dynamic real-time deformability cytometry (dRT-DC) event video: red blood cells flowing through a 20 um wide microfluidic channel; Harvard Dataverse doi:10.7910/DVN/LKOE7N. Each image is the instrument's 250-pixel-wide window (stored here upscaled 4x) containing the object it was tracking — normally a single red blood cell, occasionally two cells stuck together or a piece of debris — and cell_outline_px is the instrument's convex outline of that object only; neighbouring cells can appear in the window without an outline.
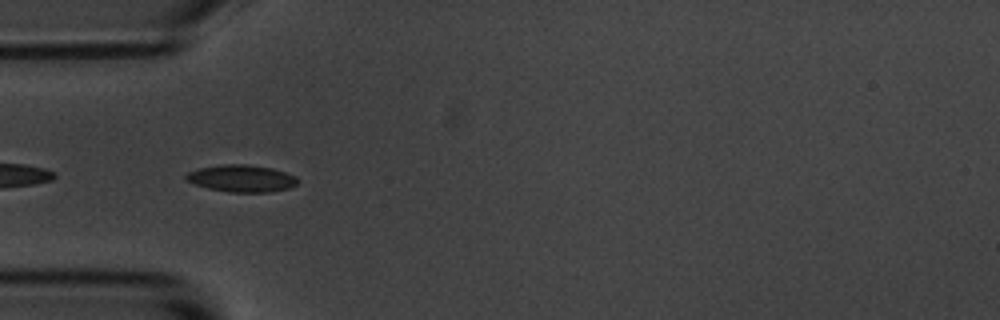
{"species": "common noctule bat (a hibernating species)", "species_latin": "Nyctalus noctula", "temperature_condition": "room temperature", "stored_images_in_passage": 55, "camera_frame_rate_fps": 3000, "um_per_image_px": 0.085, "animal": {"sex": "male", "body_mass_g": 20.1, "forearm_length_mm": 53.5}, "frame": {"image": 1, "passage_image": 17, "time_ms": 5.333, "image_size_px": [1000, 320], "cell_outline_px": [[300, 180], [296, 184], [288, 188], [272, 192], [228, 192], [208, 188], [196, 184], [188, 180], [184, 176], [188, 172], [200, 168], [220, 164], [248, 164], [272, 168], [296, 176]], "centroid_in_image_um": [20.56, 15.16], "position_along_channel_um": 64.4, "area_um2": 17.57}}
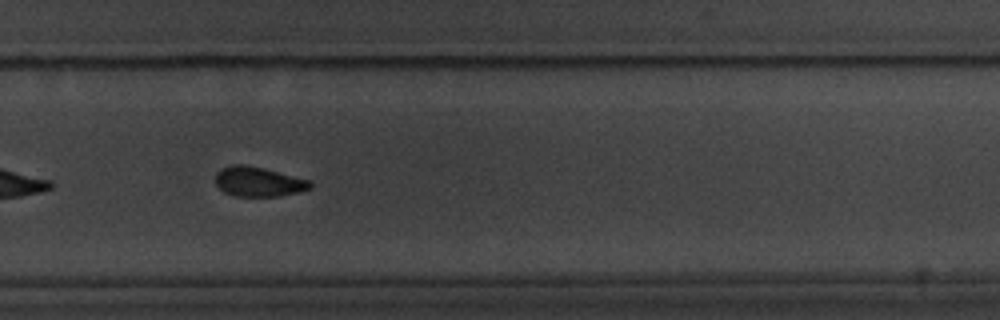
{"frame": {"image": 2, "passage_image": 37, "time_ms": 12.0, "image_size_px": [1000, 320], "cell_outline_px": [[312, 188], [280, 196], [236, 196], [224, 192], [216, 184], [216, 172], [220, 168], [232, 164], [244, 164], [264, 168], [308, 180], [312, 184]], "centroid_in_image_um": [21.93, 15.43], "position_along_channel_um": 307.9, "area_um2": 16.3}}
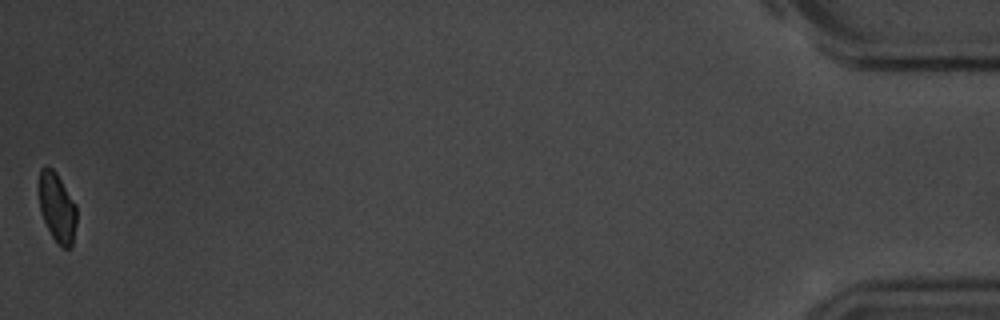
{"frame": {"image": 3, "passage_image": 55, "time_ms": 18.0, "image_size_px": [1000, 320], "cell_outline_px": [[76, 224], [72, 244], [68, 248], [60, 248], [52, 236], [44, 220], [40, 208], [40, 168], [48, 164], [56, 172], [76, 204]], "centroid_in_image_um": [4.87, 17.63], "position_along_channel_um": 430.3, "area_um2": 15.09}, "authors_computed_cell_mechanics": {"area_um2": 17.2244, "velocity_mm_per_s": 3.6514, "shape_relaxation_time_tau1_ms": 2.4052, "shape_relaxation_time_tau2_ms": 3.0709, "deformation_change_tau1": 0.0891, "deformation_change_tau2": 0.0746}}